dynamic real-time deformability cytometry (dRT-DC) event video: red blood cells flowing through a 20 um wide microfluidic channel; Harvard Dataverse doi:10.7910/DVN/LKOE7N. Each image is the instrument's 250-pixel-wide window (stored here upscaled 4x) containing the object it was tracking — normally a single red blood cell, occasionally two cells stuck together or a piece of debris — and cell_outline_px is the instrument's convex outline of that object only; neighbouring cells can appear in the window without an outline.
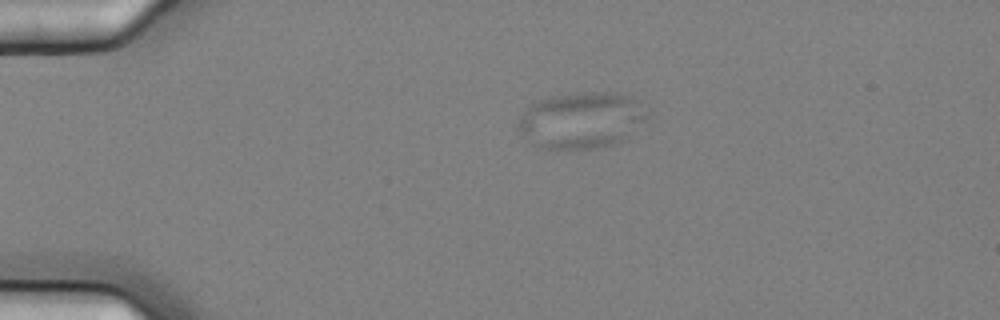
{"species": "common noctule bat (a hibernating species)", "species_latin": "Nyctalus noctula", "temperature_condition": "cold", "stored_images_in_passage": 11, "camera_frame_rate_fps": 3000, "um_per_image_px": 0.085, "animal": {"sex": "female", "body_mass_g": 25.1}, "frame": {"image": 1, "passage_image": 4, "time_ms": 1.0, "image_size_px": [1000, 320], "cell_outline_px": [[648, 116], [644, 120], [620, 140], [612, 144], [596, 148], [544, 148], [532, 144], [516, 128], [524, 112], [532, 104], [540, 100], [552, 96], [588, 92], [612, 92], [628, 96]], "centroid_in_image_um": [49.33, 10.22], "position_along_channel_um": 35.7, "area_um2": 40.86}}
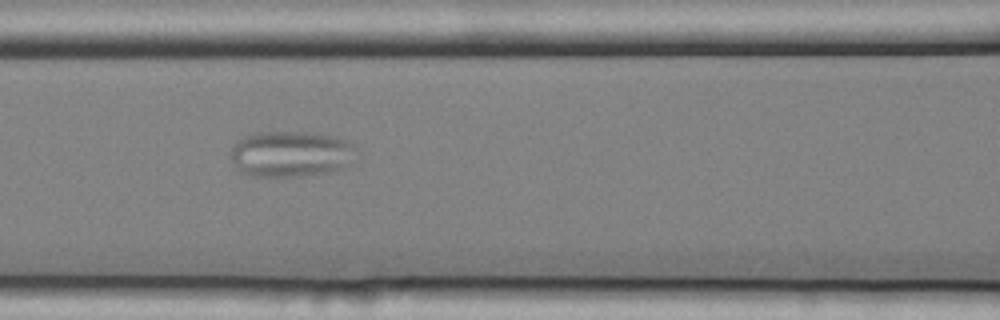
{"frame": {"image": 2, "passage_image": 8, "time_ms": 2.333, "image_size_px": [1000, 320], "cell_outline_px": [[356, 148], [344, 168], [332, 172], [300, 176], [252, 176], [240, 172], [236, 168], [232, 160], [232, 144], [236, 140], [244, 136], [256, 132], [312, 132], [332, 136], [344, 140], [352, 144]], "centroid_in_image_um": [24.66, 13.08], "position_along_channel_um": 141.9, "area_um2": 33.58}}
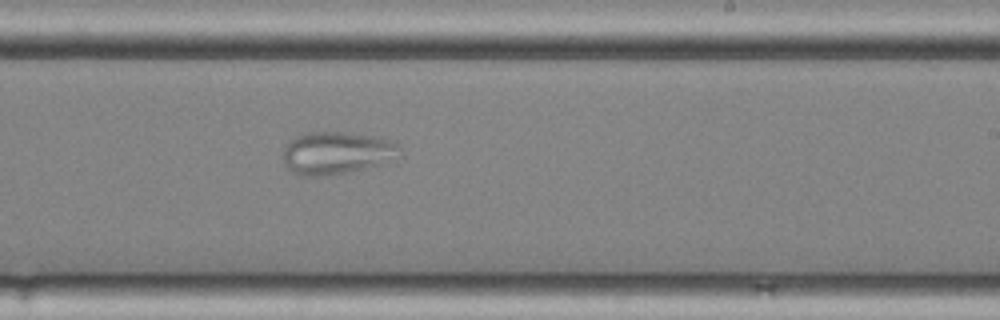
{"frame": {"image": 3, "passage_image": 11, "time_ms": 3.333, "image_size_px": [1000, 320], "cell_outline_px": [[400, 148], [380, 164], [344, 172], [324, 176], [300, 176], [292, 172], [284, 164], [284, 148], [296, 136], [304, 132], [352, 132], [392, 140]], "centroid_in_image_um": [28.51, 12.98], "position_along_channel_um": 260.5, "area_um2": 28.21}}